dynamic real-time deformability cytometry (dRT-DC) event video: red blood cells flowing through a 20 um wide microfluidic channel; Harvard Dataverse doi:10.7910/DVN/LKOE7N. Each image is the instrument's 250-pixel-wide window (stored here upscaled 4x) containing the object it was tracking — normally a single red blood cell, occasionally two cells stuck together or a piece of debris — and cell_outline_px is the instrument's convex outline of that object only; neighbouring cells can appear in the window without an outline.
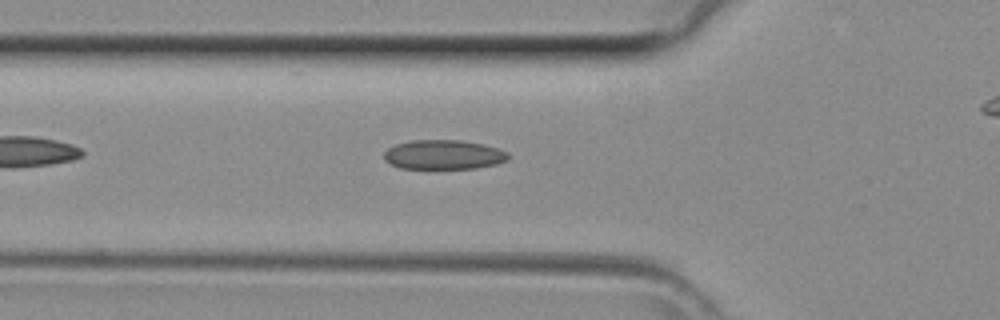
{"species": "common noctule bat (a hibernating species)", "species_latin": "Nyctalus noctula", "temperature_condition": "room temperature", "stored_images_in_passage": 28, "camera_frame_rate_fps": 3000, "um_per_image_px": 0.085, "animal": {"sex": "female", "body_mass_g": 29.2, "forearm_length_mm": 56.3}, "frame": {"image": 1, "passage_image": 5, "time_ms": 1.333, "image_size_px": [1000, 320], "cell_outline_px": [[508, 160], [496, 164], [476, 168], [400, 168], [384, 160], [384, 152], [388, 148], [396, 144], [412, 140], [460, 140], [484, 144], [508, 152]], "centroid_in_image_um": [37.7, 13.14], "position_along_channel_um": 88.1, "area_um2": 21.21}}
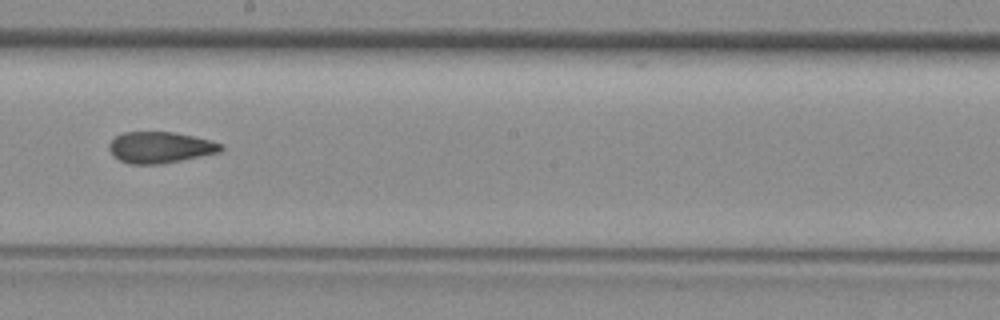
{"frame": {"image": 2, "passage_image": 14, "time_ms": 4.333, "image_size_px": [1000, 320], "cell_outline_px": [[224, 148], [220, 152], [160, 164], [128, 164], [112, 156], [108, 148], [108, 144], [116, 136], [124, 132], [172, 132], [212, 140], [224, 144]], "centroid_in_image_um": [13.6, 12.53], "position_along_channel_um": 234.6, "area_um2": 20.4}}
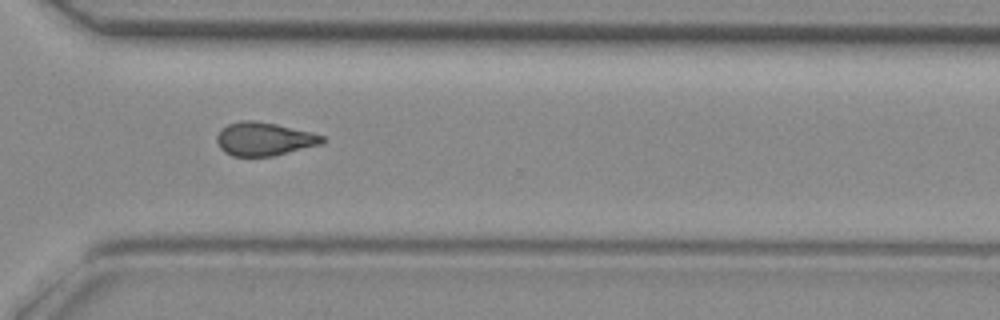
{"frame": {"image": 3, "passage_image": 21, "time_ms": 6.667, "image_size_px": [1000, 320], "cell_outline_px": [[324, 144], [272, 156], [232, 156], [224, 152], [220, 148], [216, 140], [216, 136], [228, 124], [244, 120], [252, 120], [276, 124], [312, 132], [324, 136]], "centroid_in_image_um": [22.48, 11.82], "position_along_channel_um": 348.1, "area_um2": 20.46}}